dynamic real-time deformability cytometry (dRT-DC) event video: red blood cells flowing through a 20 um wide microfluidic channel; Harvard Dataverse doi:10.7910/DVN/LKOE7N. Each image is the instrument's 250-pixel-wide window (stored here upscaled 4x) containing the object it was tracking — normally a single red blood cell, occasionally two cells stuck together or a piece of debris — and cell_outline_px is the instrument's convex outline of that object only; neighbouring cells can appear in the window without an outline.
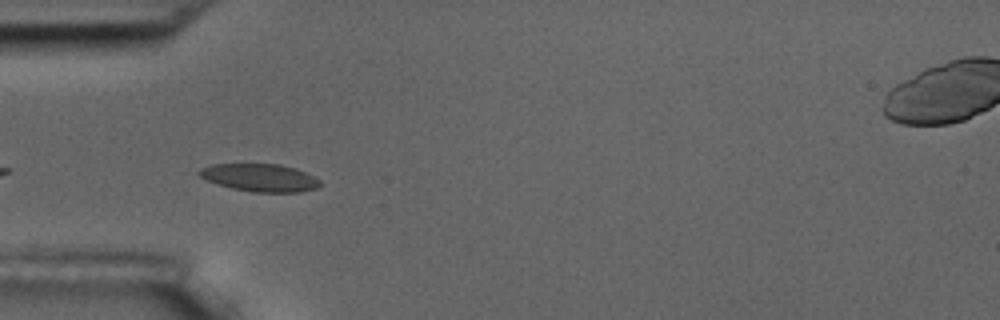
{"species": "common noctule bat (a hibernating species)", "species_latin": "Nyctalus noctula", "temperature_condition": "room temperature", "stored_images_in_passage": 15, "camera_frame_rate_fps": 3000, "um_per_image_px": 0.085, "animal": {"sex": "male", "body_mass_g": 17.5, "forearm_length_mm": 52.3}, "frame": {"image": 1, "passage_image": 5, "time_ms": 5.333, "image_size_px": [1000, 320], "cell_outline_px": [[320, 184], [316, 188], [300, 192], [252, 192], [232, 188], [208, 180], [200, 176], [196, 172], [200, 168], [212, 164], [280, 164], [296, 168], [320, 180]], "centroid_in_image_um": [22.08, 15.09], "position_along_channel_um": 62.9, "area_um2": 19.36}}
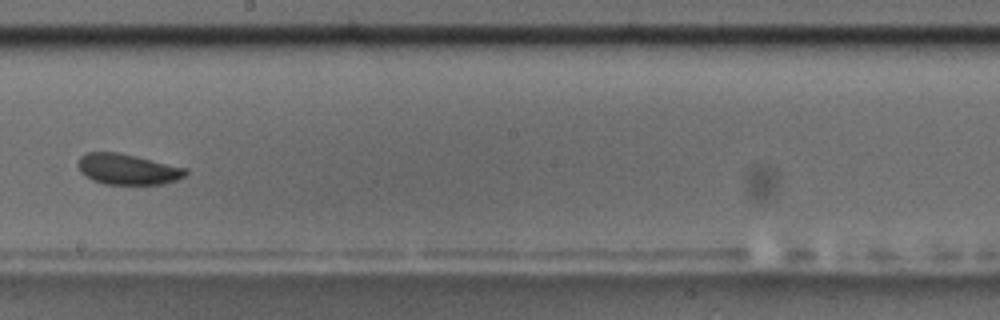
{"frame": {"image": 2, "passage_image": 9, "time_ms": 10.333, "image_size_px": [1000, 320], "cell_outline_px": [[188, 172], [184, 176], [176, 180], [160, 184], [104, 184], [92, 180], [84, 176], [80, 172], [76, 164], [80, 156], [84, 152], [120, 152], [188, 168]], "centroid_in_image_um": [10.8, 14.37], "position_along_channel_um": 237.4, "area_um2": 19.54}, "authors_computed_cell_mechanics": {"area_um2": 19.5364, "velocity_mm_per_s": 3.5331, "shape_relaxation_time_tau1_ms": 1.2868, "shape_relaxation_time_tau2_ms": 7.2868, "deformation_change_tau1": 0.0412, "deformation_change_tau2": 0.0876}}